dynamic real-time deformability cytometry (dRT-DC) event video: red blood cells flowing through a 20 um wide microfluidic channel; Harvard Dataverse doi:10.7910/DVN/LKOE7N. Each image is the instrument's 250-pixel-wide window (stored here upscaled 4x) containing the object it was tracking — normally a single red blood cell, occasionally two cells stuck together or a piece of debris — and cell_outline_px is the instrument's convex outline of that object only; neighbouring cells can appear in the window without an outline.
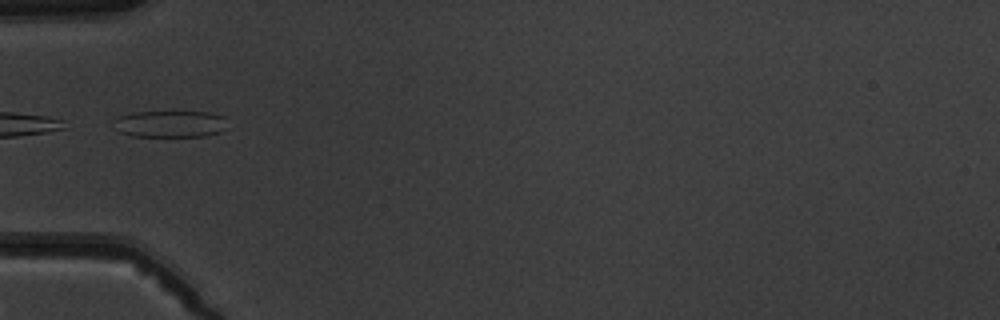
{"species": "common noctule bat (a hibernating species)", "species_latin": "Nyctalus noctula", "temperature_condition": "warm", "stored_images_in_passage": 5, "camera_frame_rate_fps": 3000, "um_per_image_px": 0.085, "animal": {"sex": "male", "body_mass_g": 19.5, "forearm_length_mm": 54.6}, "frame": {"image": 1, "passage_image": 5, "time_ms": 5.333, "image_size_px": [1000, 320], "cell_outline_px": [[228, 128], [220, 132], [204, 136], [132, 136], [120, 132], [112, 120], [116, 116], [132, 112], [208, 112], [224, 116]], "centroid_in_image_um": [14.47, 10.53], "position_along_channel_um": 70.5, "area_um2": 17.86}}